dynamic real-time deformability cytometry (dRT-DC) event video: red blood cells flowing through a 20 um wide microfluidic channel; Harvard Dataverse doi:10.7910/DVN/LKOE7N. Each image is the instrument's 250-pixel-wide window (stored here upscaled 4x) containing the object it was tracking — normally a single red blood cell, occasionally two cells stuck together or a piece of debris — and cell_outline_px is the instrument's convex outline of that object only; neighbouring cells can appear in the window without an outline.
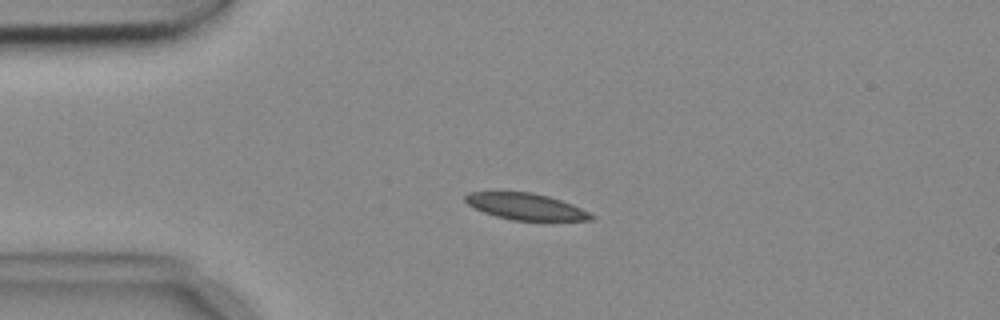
{"species": "common noctule bat (a hibernating species)", "species_latin": "Nyctalus noctula", "temperature_condition": "cold", "stored_images_in_passage": 13, "camera_frame_rate_fps": 3000, "um_per_image_px": 0.085, "animal": {"sex": "female", "body_mass_g": 18.4}, "frame": {"image": 1, "passage_image": 3, "time_ms": 0.667, "image_size_px": [1000, 320], "cell_outline_px": [[596, 216], [592, 220], [512, 220], [496, 216], [484, 212], [468, 204], [464, 200], [464, 196], [468, 192], [532, 192], [548, 196], [572, 204]], "centroid_in_image_um": [44.68, 17.55], "position_along_channel_um": 40.3, "area_um2": 19.19}}
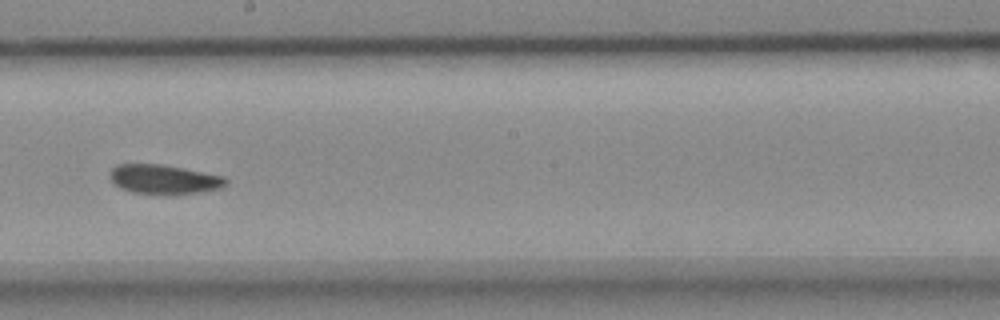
{"frame": {"image": 2, "passage_image": 8, "time_ms": 2.333, "image_size_px": [1000, 320], "cell_outline_px": [[228, 184], [220, 188], [200, 192], [176, 196], [132, 192], [120, 188], [108, 176], [108, 172], [116, 164], [160, 164], [184, 168], [224, 176], [228, 180]], "centroid_in_image_um": [13.95, 15.26], "position_along_channel_um": 234.3, "area_um2": 20.29}}
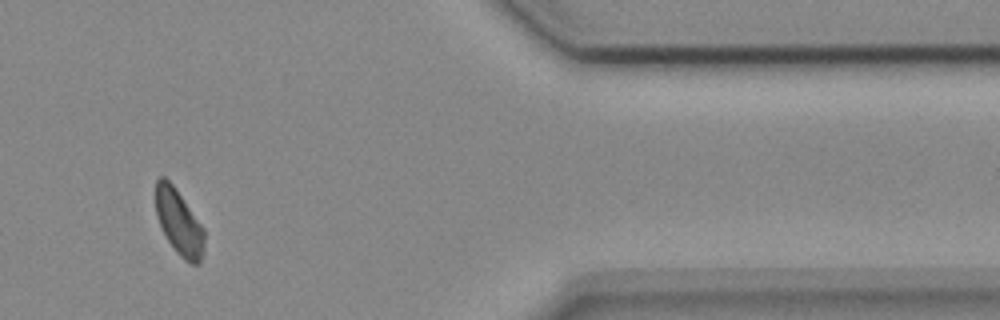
{"frame": {"image": 3, "passage_image": 12, "time_ms": 3.667, "image_size_px": [1000, 320], "cell_outline_px": [[204, 252], [200, 264], [192, 264], [184, 260], [176, 252], [168, 240], [156, 216], [156, 180], [160, 176], [164, 176], [172, 184], [204, 228]], "centroid_in_image_um": [15.23, 18.93], "position_along_channel_um": 396.2, "area_um2": 18.38}}